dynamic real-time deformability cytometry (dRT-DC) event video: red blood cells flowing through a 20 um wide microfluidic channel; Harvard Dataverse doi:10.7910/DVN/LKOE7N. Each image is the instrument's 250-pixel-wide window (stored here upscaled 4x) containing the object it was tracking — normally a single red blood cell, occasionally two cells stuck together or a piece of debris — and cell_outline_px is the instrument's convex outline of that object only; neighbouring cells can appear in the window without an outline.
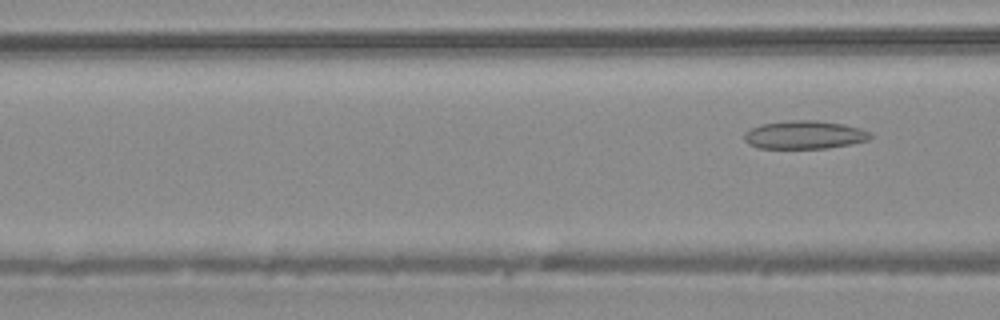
{"species": "common noctule bat (a hibernating species)", "species_latin": "Nyctalus noctula", "temperature_condition": "warm", "stored_images_in_passage": 6, "segment_of_instrument_passage": [2, 2], "camera_frame_rate_fps": 3000, "um_per_image_px": 0.085, "animal": {"sex": "male", "body_mass_g": 20.4}, "frame": {"image": 1, "passage_image": 6, "time_ms": 1.667, "image_size_px": [1000, 320], "cell_outline_px": [[872, 136], [868, 140], [852, 144], [828, 148], [756, 148], [748, 144], [744, 140], [744, 132], [752, 128], [764, 124], [792, 120], [816, 120], [844, 124], [860, 128], [872, 132]], "centroid_in_image_um": [68.41, 11.47], "position_along_channel_um": 98.2, "area_um2": 20.81}}